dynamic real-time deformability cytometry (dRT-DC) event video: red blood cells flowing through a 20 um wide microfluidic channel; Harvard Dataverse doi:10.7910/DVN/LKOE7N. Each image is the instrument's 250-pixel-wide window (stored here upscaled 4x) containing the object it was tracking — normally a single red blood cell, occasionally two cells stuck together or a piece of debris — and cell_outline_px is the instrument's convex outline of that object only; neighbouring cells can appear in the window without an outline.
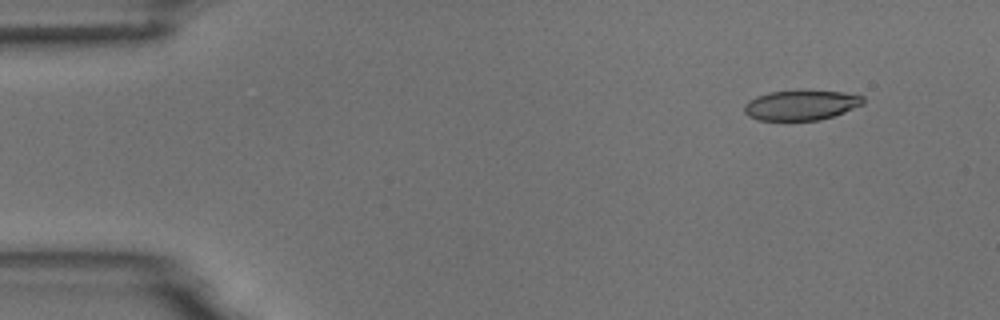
{"species": "common noctule bat (a hibernating species)", "species_latin": "Nyctalus noctula", "temperature_condition": "room temperature", "stored_images_in_passage": 3, "camera_frame_rate_fps": 3000, "um_per_image_px": 0.085, "animal": {"sex": "male", "body_mass_g": 18.8}, "frame": {"image": 1, "passage_image": 1, "time_ms": 0.0, "image_size_px": [1000, 320], "cell_outline_px": [[864, 104], [844, 112], [820, 120], [760, 120], [748, 116], [744, 112], [744, 104], [748, 100], [756, 96], [768, 92], [796, 88], [840, 92], [864, 96]], "centroid_in_image_um": [68.06, 8.9], "position_along_channel_um": 16.9, "area_um2": 21.39}}
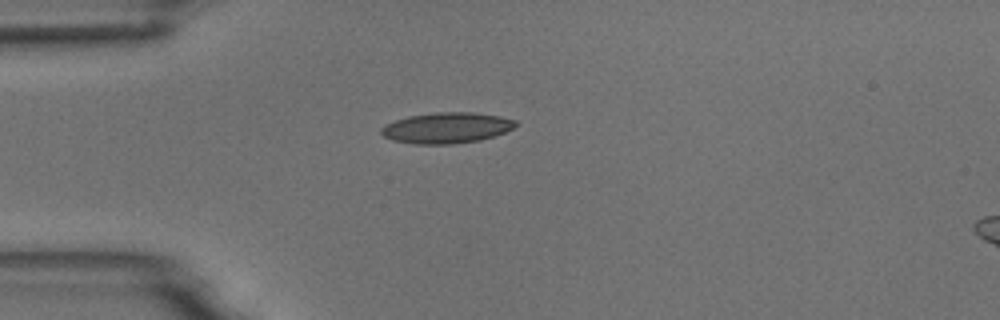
{"frame": {"image": 2, "passage_image": 3, "time_ms": 3.0, "image_size_px": [1000, 320], "cell_outline_px": [[516, 124], [512, 128], [504, 132], [480, 140], [452, 144], [416, 144], [392, 140], [384, 136], [380, 132], [380, 128], [384, 124], [408, 116], [436, 112], [472, 112], [500, 116], [516, 120]], "centroid_in_image_um": [37.92, 10.86], "position_along_channel_um": 47.1, "area_um2": 24.04}}